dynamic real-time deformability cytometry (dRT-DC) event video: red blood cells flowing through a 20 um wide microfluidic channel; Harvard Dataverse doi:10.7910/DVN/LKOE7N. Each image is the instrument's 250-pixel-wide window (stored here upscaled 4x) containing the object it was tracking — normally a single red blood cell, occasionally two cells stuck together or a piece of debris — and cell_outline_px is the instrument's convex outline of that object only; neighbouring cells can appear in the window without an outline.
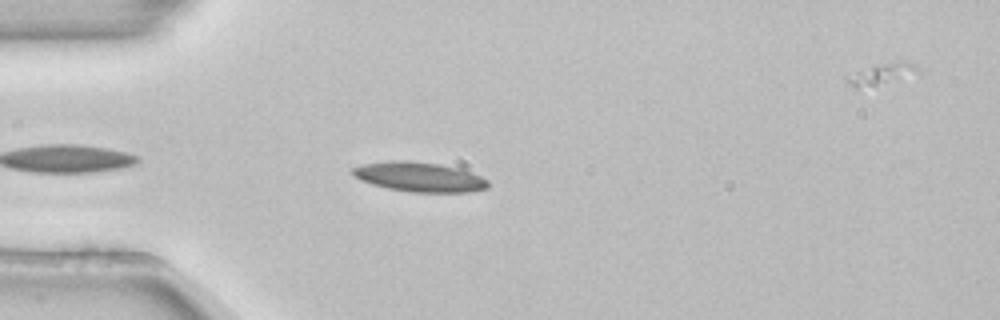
{"species": "common noctule bat (a hibernating species)", "species_latin": "Nyctalus noctula", "temperature_condition": "room temperature", "stored_images_in_passage": 5, "camera_frame_rate_fps": 3000, "um_per_image_px": 0.085, "animal": {"sex": "female", "body_mass_g": 22.7, "forearm_length_mm": 54.2}, "frame": {"image": 1, "passage_image": 4, "time_ms": 1.0, "image_size_px": [1000, 320], "cell_outline_px": [[488, 188], [472, 192], [412, 192], [388, 188], [372, 184], [360, 180], [352, 176], [352, 168], [364, 164], [388, 160], [408, 160], [440, 164], [460, 168], [480, 176], [488, 180]], "centroid_in_image_um": [35.64, 15.03], "position_along_channel_um": 49.4, "area_um2": 23.52}}